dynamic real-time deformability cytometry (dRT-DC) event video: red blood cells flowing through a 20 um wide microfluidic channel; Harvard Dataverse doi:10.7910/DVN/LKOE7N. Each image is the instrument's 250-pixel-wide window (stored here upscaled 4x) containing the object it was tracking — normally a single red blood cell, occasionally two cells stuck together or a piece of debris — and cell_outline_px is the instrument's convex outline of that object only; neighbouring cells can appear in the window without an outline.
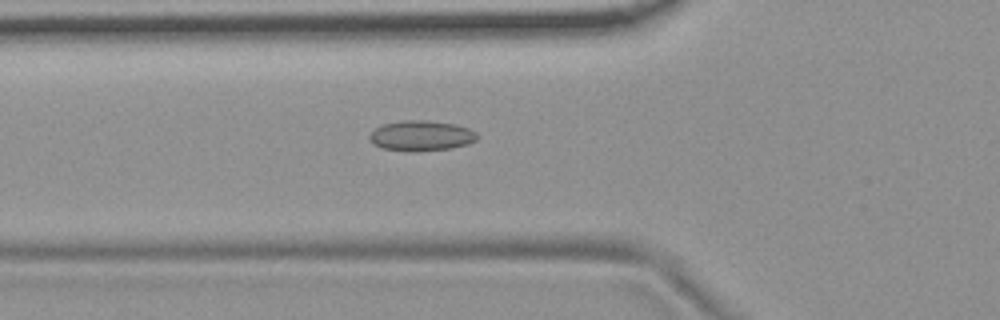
{"species": "common noctule bat (a hibernating species)", "species_latin": "Nyctalus noctula", "temperature_condition": "room temperature", "stored_images_in_passage": 55, "camera_frame_rate_fps": 3000, "um_per_image_px": 0.085, "animal": {"sex": "female", "body_mass_g": 19.9}, "frame": {"image": 1, "passage_image": 20, "time_ms": 6.333, "image_size_px": [1000, 320], "cell_outline_px": [[480, 136], [476, 140], [468, 144], [448, 148], [416, 152], [408, 152], [384, 148], [372, 144], [368, 136], [376, 128], [384, 124], [404, 120], [424, 120], [456, 124], [468, 128], [476, 132]], "centroid_in_image_um": [35.81, 11.54], "position_along_channel_um": 90.0, "area_um2": 19.07}}
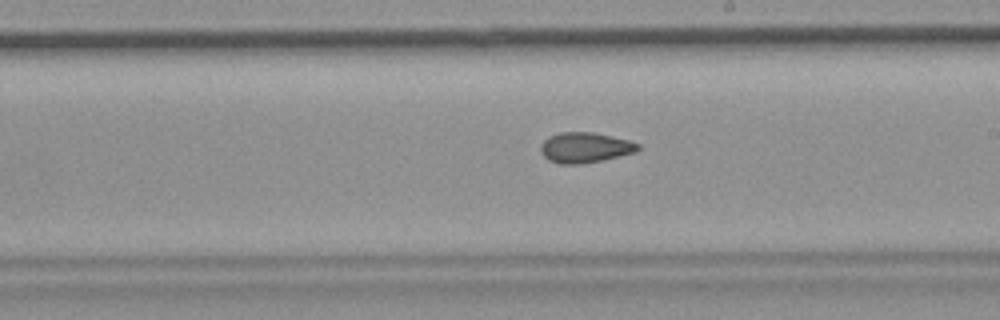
{"frame": {"image": 2, "passage_image": 32, "time_ms": 10.333, "image_size_px": [1000, 320], "cell_outline_px": [[640, 148], [636, 152], [584, 164], [560, 164], [548, 160], [540, 152], [540, 144], [548, 136], [560, 132], [592, 132], [612, 136], [628, 140], [640, 144]], "centroid_in_image_um": [49.7, 12.54], "position_along_channel_um": 239.3, "area_um2": 17.34}}
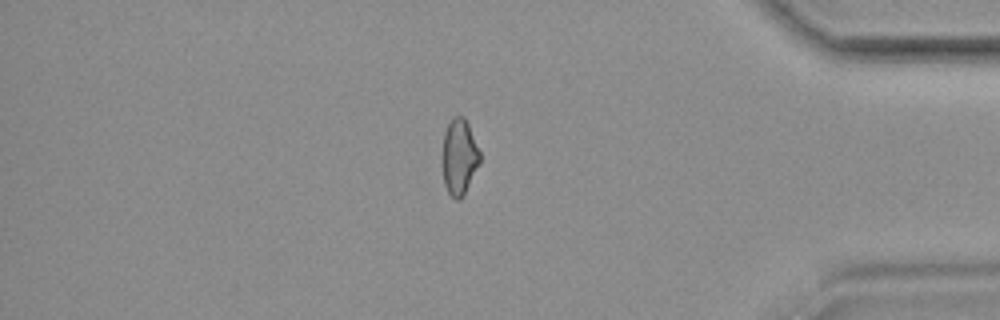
{"frame": {"image": 3, "passage_image": 47, "time_ms": 15.333, "image_size_px": [1000, 320], "cell_outline_px": [[480, 164], [460, 200], [456, 200], [448, 192], [444, 184], [440, 160], [444, 132], [452, 116], [464, 116], [468, 124], [480, 152]], "centroid_in_image_um": [39.0, 13.32], "position_along_channel_um": 396.2, "area_um2": 16.94}, "authors_computed_cell_mechanics": {"area_um2": 17.629, "velocity_mm_per_s": 3.7276, "shape_relaxation_time_tau1_ms": null, "shape_relaxation_time_tau2_ms": 3.1716, "deformation_change_tau1": null, "deformation_change_tau2": 0.0821}}